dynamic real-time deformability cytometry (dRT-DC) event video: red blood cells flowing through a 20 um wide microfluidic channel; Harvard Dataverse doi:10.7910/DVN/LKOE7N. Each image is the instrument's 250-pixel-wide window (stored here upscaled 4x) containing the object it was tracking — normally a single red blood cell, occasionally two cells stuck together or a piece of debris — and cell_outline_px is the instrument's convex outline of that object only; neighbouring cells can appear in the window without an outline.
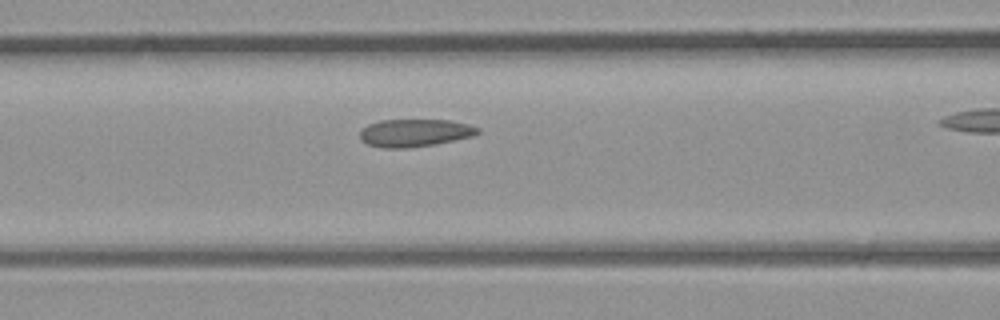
{"species": "common noctule bat (a hibernating species)", "species_latin": "Nyctalus noctula", "temperature_condition": "room temperature", "stored_images_in_passage": 22, "camera_frame_rate_fps": 3000, "um_per_image_px": 0.085, "animal": {"sex": "male", "body_mass_g": 23.1, "forearm_length_mm": 52.7}, "frame": {"image": 1, "passage_image": 7, "time_ms": 2.0, "image_size_px": [1000, 320], "cell_outline_px": [[480, 132], [472, 136], [436, 144], [408, 148], [384, 148], [368, 144], [360, 140], [360, 132], [368, 124], [380, 120], [448, 120], [468, 124], [480, 128]], "centroid_in_image_um": [35.25, 11.29], "position_along_channel_um": 131.4, "area_um2": 18.96}}
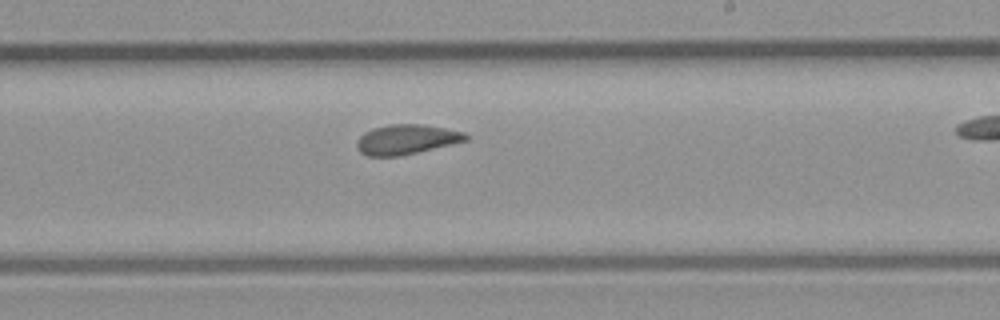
{"frame": {"image": 2, "passage_image": 14, "time_ms": 4.333, "image_size_px": [1000, 320], "cell_outline_px": [[468, 140], [452, 144], [400, 156], [368, 156], [360, 152], [356, 148], [356, 140], [364, 132], [372, 128], [392, 124], [424, 124], [464, 132], [468, 136]], "centroid_in_image_um": [34.51, 11.85], "position_along_channel_um": 254.5, "area_um2": 18.96}}
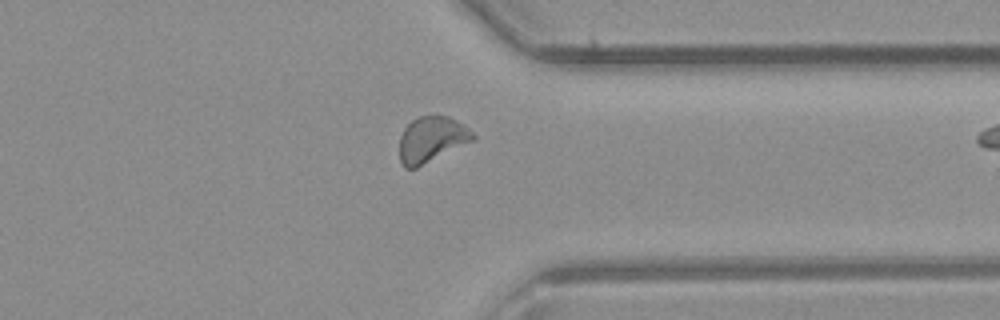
{"frame": {"image": 3, "passage_image": 21, "time_ms": 6.667, "image_size_px": [1000, 320], "cell_outline_px": [[476, 140], [416, 168], [404, 168], [400, 160], [400, 136], [404, 128], [416, 116], [448, 116], [456, 120], [468, 128], [476, 136]], "centroid_in_image_um": [36.7, 11.85], "position_along_channel_um": 374.7, "area_um2": 19.65}}